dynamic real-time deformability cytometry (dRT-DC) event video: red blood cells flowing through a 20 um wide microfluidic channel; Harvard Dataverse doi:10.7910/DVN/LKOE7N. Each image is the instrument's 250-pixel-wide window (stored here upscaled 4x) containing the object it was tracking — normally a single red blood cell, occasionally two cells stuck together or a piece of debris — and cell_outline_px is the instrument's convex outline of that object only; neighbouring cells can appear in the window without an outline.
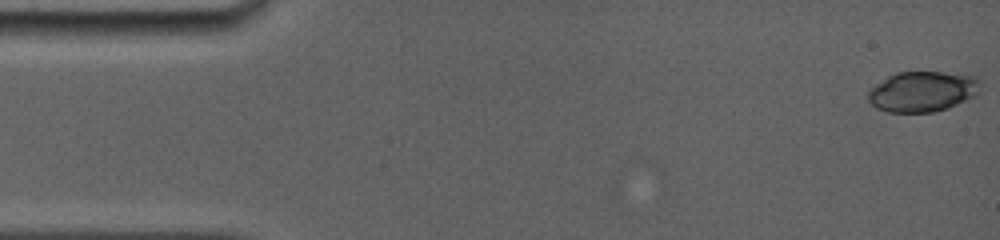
{"species": "common noctule bat (a hibernating species)", "species_latin": "Nyctalus noctula", "temperature_condition": "room temperature", "stored_images_in_passage": 12, "camera_frame_rate_fps": 5000, "um_per_image_px": 0.085, "animal": {"sex": "female", "body_mass_g": 19.0, "forearm_length_mm": 56.7}, "frame": {"image": 1, "passage_image": 1, "time_ms": 0.0, "image_size_px": [1000, 240], "cell_outline_px": [[980, 92], [976, 96], [948, 108], [932, 112], [888, 112], [876, 108], [868, 100], [868, 88], [888, 76], [896, 72], [940, 72], [972, 76], [980, 80]], "centroid_in_image_um": [78.4, 7.78], "position_along_channel_um": 6.6, "area_um2": 26.59}}